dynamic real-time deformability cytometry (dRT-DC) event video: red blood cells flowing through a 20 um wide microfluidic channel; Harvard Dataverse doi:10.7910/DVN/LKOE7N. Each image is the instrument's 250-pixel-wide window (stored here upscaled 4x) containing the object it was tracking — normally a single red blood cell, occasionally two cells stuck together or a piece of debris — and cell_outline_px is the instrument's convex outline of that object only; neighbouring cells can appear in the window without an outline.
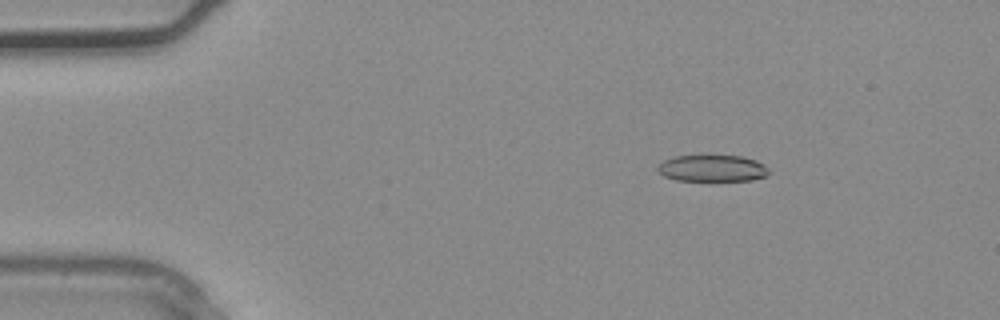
{"species": "common noctule bat (a hibernating species)", "species_latin": "Nyctalus noctula", "temperature_condition": "warm", "stored_images_in_passage": 3, "camera_frame_rate_fps": 3000, "um_per_image_px": 0.085, "animal": {"sex": "male", "body_mass_g": 20.4}, "frame": {"image": 1, "passage_image": 2, "time_ms": 0.333, "image_size_px": [1000, 320], "cell_outline_px": [[768, 172], [764, 176], [752, 180], [676, 180], [664, 176], [656, 168], [664, 160], [676, 156], [744, 156], [756, 160], [764, 164], [768, 168]], "centroid_in_image_um": [60.55, 14.3], "position_along_channel_um": 24.4, "area_um2": 16.99}}